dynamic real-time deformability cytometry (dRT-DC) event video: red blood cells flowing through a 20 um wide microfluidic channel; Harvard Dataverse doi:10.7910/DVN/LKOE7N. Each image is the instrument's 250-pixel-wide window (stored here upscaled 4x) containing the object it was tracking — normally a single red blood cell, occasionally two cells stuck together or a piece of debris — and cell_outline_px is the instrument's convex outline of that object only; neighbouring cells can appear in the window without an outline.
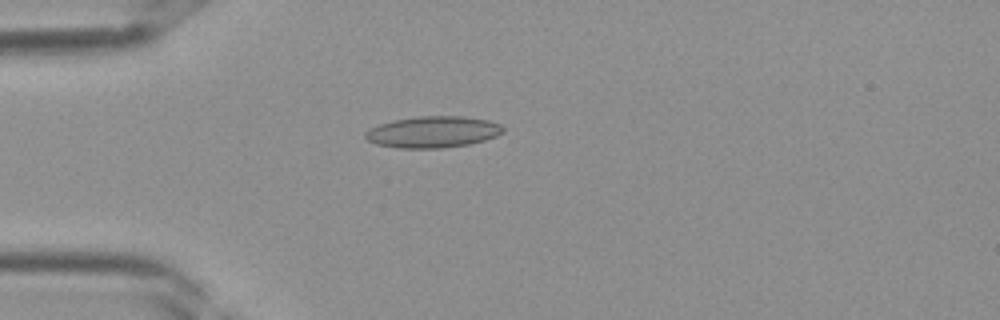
{"species": "Egyptian fruit bat (a non-hibernating species)", "species_latin": "Rousettus aegyptiacus", "temperature_condition": "room temperature", "stored_images_in_passage": 38, "camera_frame_rate_fps": 3000, "um_per_image_px": 0.085, "frame": {"image": 1, "passage_image": 10, "time_ms": 3.0, "image_size_px": [1000, 320], "cell_outline_px": [[504, 132], [496, 136], [484, 140], [468, 144], [440, 148], [396, 148], [376, 144], [368, 140], [364, 136], [364, 132], [368, 128], [392, 120], [420, 116], [464, 116], [488, 120], [500, 124], [504, 128]], "centroid_in_image_um": [36.77, 11.21], "position_along_channel_um": 48.2, "area_um2": 25.32}}
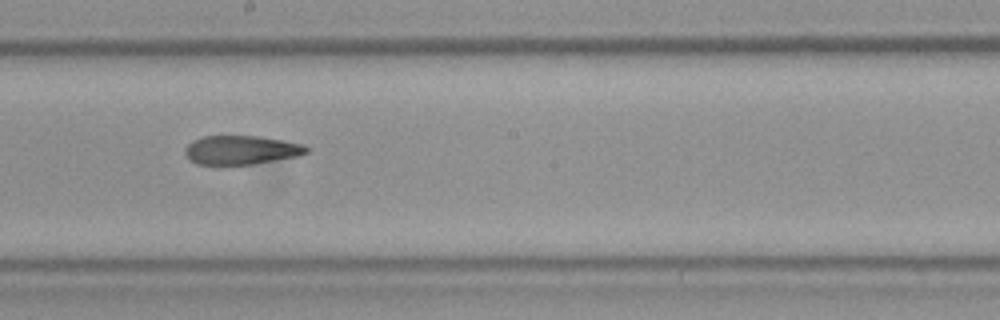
{"frame": {"image": 2, "passage_image": 21, "time_ms": 6.667, "image_size_px": [1000, 320], "cell_outline_px": [[308, 152], [300, 156], [252, 164], [196, 164], [184, 152], [184, 148], [192, 140], [204, 136], [260, 136], [284, 140], [304, 144], [308, 148]], "centroid_in_image_um": [20.53, 12.74], "position_along_channel_um": 227.7, "area_um2": 20.46}}
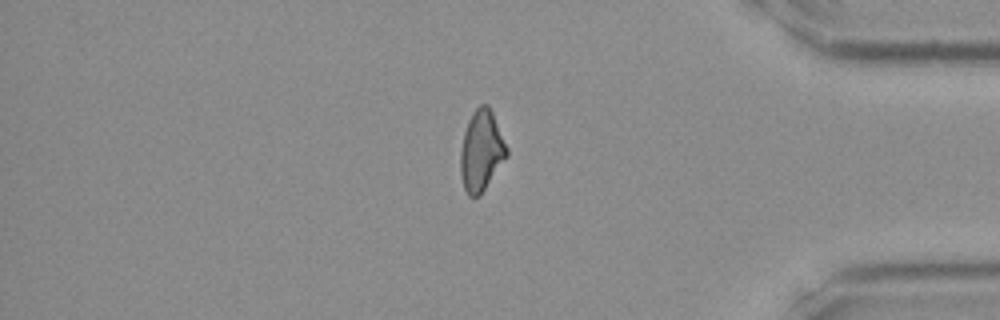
{"frame": {"image": 3, "passage_image": 32, "time_ms": 10.333, "image_size_px": [1000, 320], "cell_outline_px": [[508, 156], [480, 196], [468, 196], [464, 188], [460, 176], [460, 152], [464, 132], [468, 120], [472, 112], [480, 104], [488, 104], [492, 112], [508, 148]], "centroid_in_image_um": [40.91, 12.83], "position_along_channel_um": 394.3, "area_um2": 21.91}}